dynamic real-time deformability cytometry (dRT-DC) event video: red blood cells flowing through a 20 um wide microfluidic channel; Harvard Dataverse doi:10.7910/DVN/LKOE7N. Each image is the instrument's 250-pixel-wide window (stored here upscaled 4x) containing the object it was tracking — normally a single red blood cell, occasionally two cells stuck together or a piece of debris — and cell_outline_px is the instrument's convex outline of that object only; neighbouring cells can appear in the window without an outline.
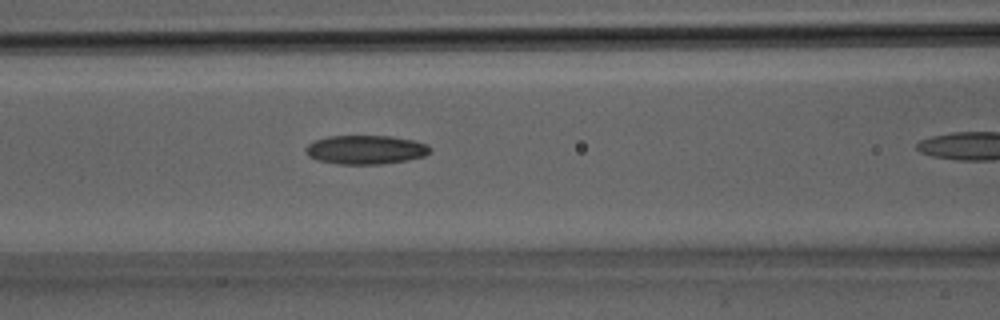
{"species": "Egyptian fruit bat (a non-hibernating species)", "species_latin": "Rousettus aegyptiacus", "temperature_condition": "room temperature", "stored_images_in_passage": 7, "segment_of_instrument_passage": [1, 2], "camera_frame_rate_fps": 3000, "um_per_image_px": 0.085, "animal": {"sex": "male"}, "frame": {"image": 1, "passage_image": 4, "time_ms": 1.0, "image_size_px": [1000, 320], "cell_outline_px": [[432, 148], [424, 156], [408, 160], [380, 164], [340, 164], [316, 160], [308, 156], [304, 148], [308, 144], [316, 140], [328, 136], [392, 136], [412, 140], [428, 144]], "centroid_in_image_um": [31.07, 12.72], "position_along_channel_um": 135.5, "area_um2": 20.98}}
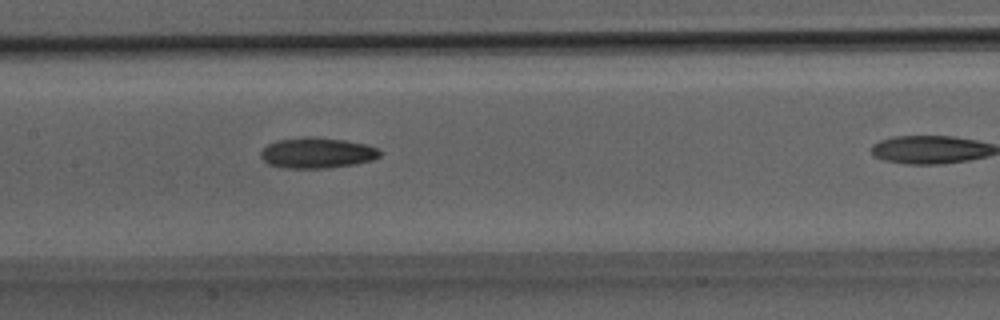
{"frame": {"image": 2, "passage_image": 6, "time_ms": 1.667, "image_size_px": [1000, 320], "cell_outline_px": [[380, 156], [372, 160], [356, 164], [328, 168], [284, 168], [268, 164], [260, 156], [260, 152], [268, 144], [276, 140], [304, 136], [316, 136], [344, 140], [364, 144], [376, 148], [380, 152]], "centroid_in_image_um": [26.92, 12.99], "position_along_channel_um": 180.5, "area_um2": 21.39}}